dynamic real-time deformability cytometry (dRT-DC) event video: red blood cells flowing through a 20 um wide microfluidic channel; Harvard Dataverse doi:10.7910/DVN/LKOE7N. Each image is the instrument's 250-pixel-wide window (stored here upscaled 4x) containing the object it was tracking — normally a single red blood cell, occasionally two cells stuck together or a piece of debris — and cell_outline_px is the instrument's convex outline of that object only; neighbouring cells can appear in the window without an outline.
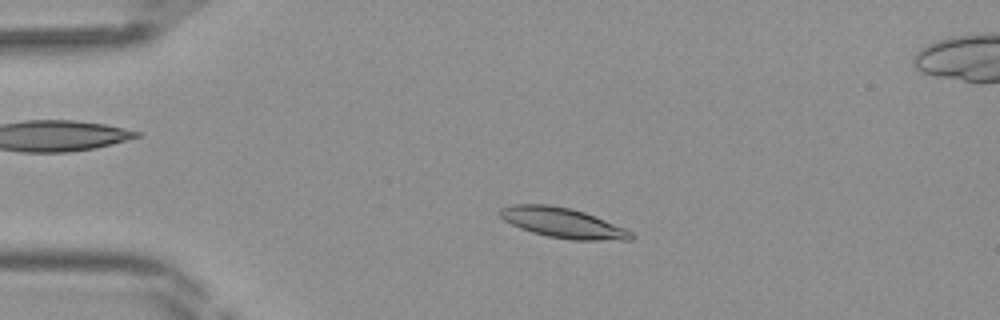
{"species": "Egyptian fruit bat (a non-hibernating species)", "species_latin": "Rousettus aegyptiacus", "temperature_condition": "room temperature", "stored_images_in_passage": 37, "camera_frame_rate_fps": 3000, "um_per_image_px": 0.085, "frame": {"image": 1, "passage_image": 9, "time_ms": 2.667, "image_size_px": [1000, 320], "cell_outline_px": [[636, 236], [632, 240], [572, 240], [548, 236], [532, 232], [520, 228], [504, 220], [496, 212], [500, 208], [512, 204], [552, 204], [572, 208], [584, 212], [624, 228], [632, 232]], "centroid_in_image_um": [47.81, 18.93], "position_along_channel_um": 37.2, "area_um2": 23.06}}
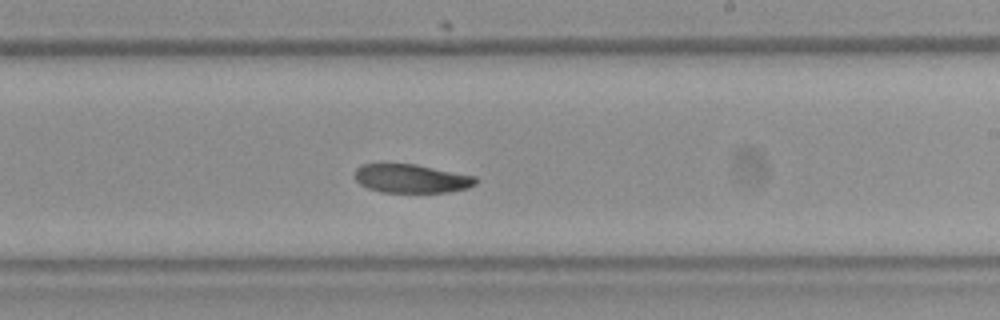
{"frame": {"image": 2, "passage_image": 25, "time_ms": 8.0, "image_size_px": [1000, 320], "cell_outline_px": [[480, 180], [476, 184], [468, 188], [448, 192], [380, 192], [368, 188], [360, 184], [352, 176], [356, 168], [360, 164], [416, 164], [476, 176]], "centroid_in_image_um": [34.97, 15.17], "position_along_channel_um": 254.0, "area_um2": 20.46}}
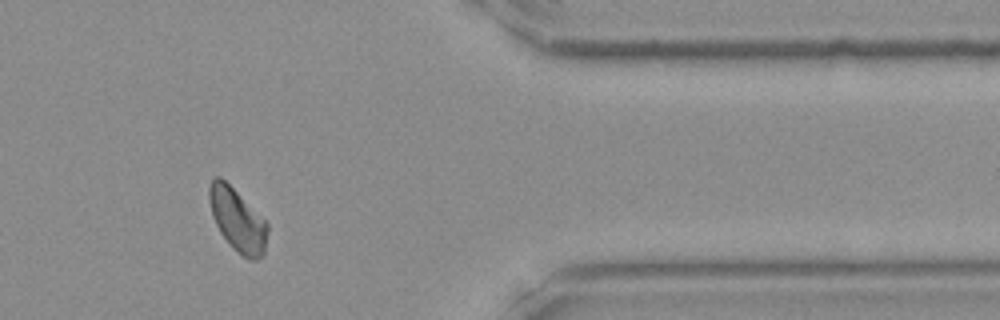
{"frame": {"image": 3, "passage_image": 35, "time_ms": 11.333, "image_size_px": [1000, 320], "cell_outline_px": [[268, 232], [264, 252], [256, 260], [252, 260], [240, 256], [228, 244], [220, 232], [212, 216], [208, 200], [208, 188], [212, 180], [216, 176], [220, 176], [268, 224]], "centroid_in_image_um": [20.16, 18.73], "position_along_channel_um": 391.2, "area_um2": 21.15}}